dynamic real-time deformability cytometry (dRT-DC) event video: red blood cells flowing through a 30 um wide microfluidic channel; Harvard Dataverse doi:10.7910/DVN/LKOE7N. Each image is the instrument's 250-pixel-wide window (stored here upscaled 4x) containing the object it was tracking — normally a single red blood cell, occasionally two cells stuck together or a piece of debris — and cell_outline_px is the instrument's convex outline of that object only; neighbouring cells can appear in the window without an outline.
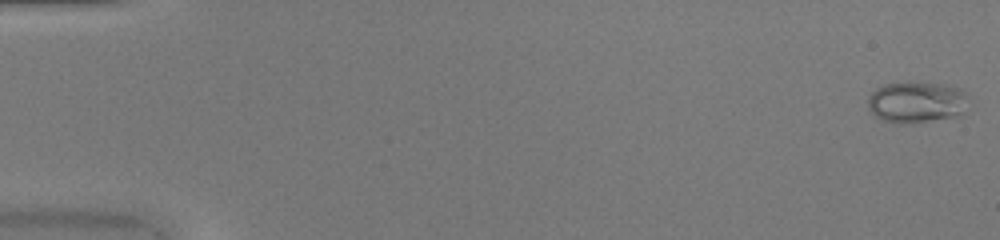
{"species": "common noctule bat (a hibernating species)", "species_latin": "Nyctalus noctula", "temperature_condition": "warm", "stored_images_in_passage": 50, "camera_frame_rate_fps": 3000, "um_per_image_px": 0.085, "animal": {"sex": "female", "body_mass_g": 20.0, "forearm_length_mm": 54.0}, "frame": {"image": 1, "passage_image": 1, "time_ms": 0.0, "image_size_px": [1000, 240], "cell_outline_px": [[968, 96], [964, 116], [908, 124], [896, 124], [880, 120], [868, 108], [868, 96], [876, 88], [884, 84], [944, 84], [964, 88]], "centroid_in_image_um": [77.96, 8.73], "position_along_channel_um": 7.0, "area_um2": 24.57}}
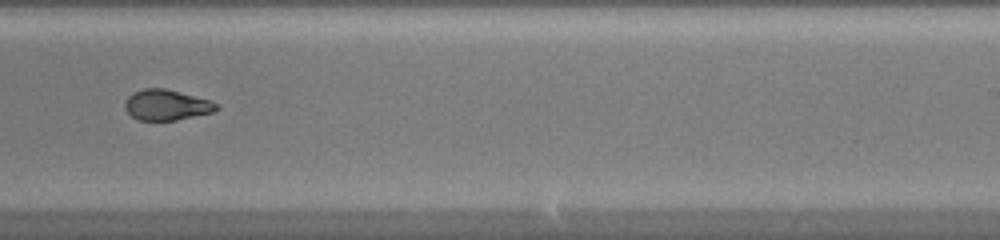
{"frame": {"image": 2, "passage_image": 32, "time_ms": 10.333, "image_size_px": [1000, 240], "cell_outline_px": [[220, 108], [212, 112], [176, 120], [136, 120], [124, 108], [124, 100], [132, 92], [144, 88], [164, 88], [208, 100], [216, 104]], "centroid_in_image_um": [14.08, 8.92], "position_along_channel_um": 274.9, "area_um2": 16.18}}
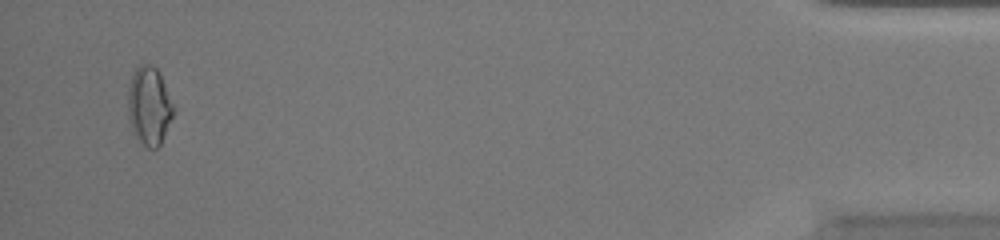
{"frame": {"image": 3, "passage_image": 48, "time_ms": 15.667, "image_size_px": [1000, 240], "cell_outline_px": [[172, 116], [160, 144], [156, 148], [148, 148], [132, 132], [128, 116], [128, 88], [132, 72], [140, 64], [152, 64], [160, 72], [172, 104]], "centroid_in_image_um": [12.64, 8.96], "position_along_channel_um": 422.6, "area_um2": 20.46}, "authors_computed_cell_mechanics": {"area_um2": 18.1203, "velocity_mm_per_s": 4.2176, "shape_relaxation_time_tau1_ms": 9.6921, "shape_relaxation_time_tau2_ms": 1.5435, "deformation_change_tau1": 0.3113, "deformation_change_tau2": 0.0622}}